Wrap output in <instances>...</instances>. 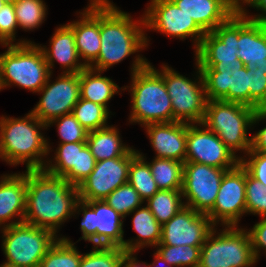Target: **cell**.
Masks as SVG:
<instances>
[{
  "instance_id": "5b68a950",
  "label": "cell",
  "mask_w": 266,
  "mask_h": 267,
  "mask_svg": "<svg viewBox=\"0 0 266 267\" xmlns=\"http://www.w3.org/2000/svg\"><path fill=\"white\" fill-rule=\"evenodd\" d=\"M263 119H266V107L255 110L241 103L208 100L202 124L234 154V150L248 153L252 147V137L247 136V129Z\"/></svg>"
},
{
  "instance_id": "8992f818",
  "label": "cell",
  "mask_w": 266,
  "mask_h": 267,
  "mask_svg": "<svg viewBox=\"0 0 266 267\" xmlns=\"http://www.w3.org/2000/svg\"><path fill=\"white\" fill-rule=\"evenodd\" d=\"M5 46L8 50L0 54L2 89L14 83L21 88L39 92L51 74L41 46L25 40Z\"/></svg>"
},
{
  "instance_id": "277c9868",
  "label": "cell",
  "mask_w": 266,
  "mask_h": 267,
  "mask_svg": "<svg viewBox=\"0 0 266 267\" xmlns=\"http://www.w3.org/2000/svg\"><path fill=\"white\" fill-rule=\"evenodd\" d=\"M47 128L31 112L25 118L0 119V158L10 165L26 163L27 170L43 169L41 159L49 152V145L38 129ZM44 163V164H43Z\"/></svg>"
},
{
  "instance_id": "816d5d0a",
  "label": "cell",
  "mask_w": 266,
  "mask_h": 267,
  "mask_svg": "<svg viewBox=\"0 0 266 267\" xmlns=\"http://www.w3.org/2000/svg\"><path fill=\"white\" fill-rule=\"evenodd\" d=\"M5 5L3 0H0V9Z\"/></svg>"
},
{
  "instance_id": "7dc6e473",
  "label": "cell",
  "mask_w": 266,
  "mask_h": 267,
  "mask_svg": "<svg viewBox=\"0 0 266 267\" xmlns=\"http://www.w3.org/2000/svg\"><path fill=\"white\" fill-rule=\"evenodd\" d=\"M243 3L249 4L253 8H257L259 10L264 11V15H255V17L249 18L250 20L261 22L263 24H266V0H245ZM257 16V17H256Z\"/></svg>"
},
{
  "instance_id": "5bb4252c",
  "label": "cell",
  "mask_w": 266,
  "mask_h": 267,
  "mask_svg": "<svg viewBox=\"0 0 266 267\" xmlns=\"http://www.w3.org/2000/svg\"><path fill=\"white\" fill-rule=\"evenodd\" d=\"M143 18L139 23L146 28L180 39L195 37L196 51L206 34L194 19L184 13L172 0H151Z\"/></svg>"
},
{
  "instance_id": "ee69618b",
  "label": "cell",
  "mask_w": 266,
  "mask_h": 267,
  "mask_svg": "<svg viewBox=\"0 0 266 267\" xmlns=\"http://www.w3.org/2000/svg\"><path fill=\"white\" fill-rule=\"evenodd\" d=\"M247 154L251 158L248 161L241 158V165L253 178L266 185V153L249 151Z\"/></svg>"
},
{
  "instance_id": "6da1fadb",
  "label": "cell",
  "mask_w": 266,
  "mask_h": 267,
  "mask_svg": "<svg viewBox=\"0 0 266 267\" xmlns=\"http://www.w3.org/2000/svg\"><path fill=\"white\" fill-rule=\"evenodd\" d=\"M78 188L44 169L27 170L24 223L57 232L75 211Z\"/></svg>"
},
{
  "instance_id": "e575fe53",
  "label": "cell",
  "mask_w": 266,
  "mask_h": 267,
  "mask_svg": "<svg viewBox=\"0 0 266 267\" xmlns=\"http://www.w3.org/2000/svg\"><path fill=\"white\" fill-rule=\"evenodd\" d=\"M86 145V142L59 144L54 157L55 164L49 163L43 169L52 175L64 177L72 168H77L78 149H83Z\"/></svg>"
},
{
  "instance_id": "836d02e7",
  "label": "cell",
  "mask_w": 266,
  "mask_h": 267,
  "mask_svg": "<svg viewBox=\"0 0 266 267\" xmlns=\"http://www.w3.org/2000/svg\"><path fill=\"white\" fill-rule=\"evenodd\" d=\"M109 110L92 101L80 98L72 110V115L88 131L105 128Z\"/></svg>"
},
{
  "instance_id": "44dd1931",
  "label": "cell",
  "mask_w": 266,
  "mask_h": 267,
  "mask_svg": "<svg viewBox=\"0 0 266 267\" xmlns=\"http://www.w3.org/2000/svg\"><path fill=\"white\" fill-rule=\"evenodd\" d=\"M92 2L81 13L80 21L67 24L75 35V44L79 57L84 59V64L89 67L98 57L100 41V0Z\"/></svg>"
},
{
  "instance_id": "4fadbf2b",
  "label": "cell",
  "mask_w": 266,
  "mask_h": 267,
  "mask_svg": "<svg viewBox=\"0 0 266 267\" xmlns=\"http://www.w3.org/2000/svg\"><path fill=\"white\" fill-rule=\"evenodd\" d=\"M131 149L126 155L97 161L90 175L77 187L83 201L104 200L116 188L128 182L131 160L138 154Z\"/></svg>"
},
{
  "instance_id": "f907efd6",
  "label": "cell",
  "mask_w": 266,
  "mask_h": 267,
  "mask_svg": "<svg viewBox=\"0 0 266 267\" xmlns=\"http://www.w3.org/2000/svg\"><path fill=\"white\" fill-rule=\"evenodd\" d=\"M238 7H240L242 4L240 3V0H232Z\"/></svg>"
},
{
  "instance_id": "2e32d148",
  "label": "cell",
  "mask_w": 266,
  "mask_h": 267,
  "mask_svg": "<svg viewBox=\"0 0 266 267\" xmlns=\"http://www.w3.org/2000/svg\"><path fill=\"white\" fill-rule=\"evenodd\" d=\"M245 187L246 169L239 163L223 175L215 204L206 214L214 225L221 220L225 227L237 226L246 213Z\"/></svg>"
},
{
  "instance_id": "ac0fdd59",
  "label": "cell",
  "mask_w": 266,
  "mask_h": 267,
  "mask_svg": "<svg viewBox=\"0 0 266 267\" xmlns=\"http://www.w3.org/2000/svg\"><path fill=\"white\" fill-rule=\"evenodd\" d=\"M214 226L206 214L184 206L162 225L161 240L158 245L202 246Z\"/></svg>"
},
{
  "instance_id": "ffe728a7",
  "label": "cell",
  "mask_w": 266,
  "mask_h": 267,
  "mask_svg": "<svg viewBox=\"0 0 266 267\" xmlns=\"http://www.w3.org/2000/svg\"><path fill=\"white\" fill-rule=\"evenodd\" d=\"M239 7L238 58L247 67L266 71V24L250 20Z\"/></svg>"
},
{
  "instance_id": "7a4b0ae2",
  "label": "cell",
  "mask_w": 266,
  "mask_h": 267,
  "mask_svg": "<svg viewBox=\"0 0 266 267\" xmlns=\"http://www.w3.org/2000/svg\"><path fill=\"white\" fill-rule=\"evenodd\" d=\"M139 25L109 0H100L101 46L97 59L89 68L106 71L110 66L148 46V39Z\"/></svg>"
},
{
  "instance_id": "9c48e42d",
  "label": "cell",
  "mask_w": 266,
  "mask_h": 267,
  "mask_svg": "<svg viewBox=\"0 0 266 267\" xmlns=\"http://www.w3.org/2000/svg\"><path fill=\"white\" fill-rule=\"evenodd\" d=\"M207 100L236 102L249 106L248 67L238 59L198 63Z\"/></svg>"
},
{
  "instance_id": "f546056e",
  "label": "cell",
  "mask_w": 266,
  "mask_h": 267,
  "mask_svg": "<svg viewBox=\"0 0 266 267\" xmlns=\"http://www.w3.org/2000/svg\"><path fill=\"white\" fill-rule=\"evenodd\" d=\"M159 247L154 254L156 263L162 262L177 267H199L202 246L190 245H157ZM158 261V262H157Z\"/></svg>"
},
{
  "instance_id": "1f68e13d",
  "label": "cell",
  "mask_w": 266,
  "mask_h": 267,
  "mask_svg": "<svg viewBox=\"0 0 266 267\" xmlns=\"http://www.w3.org/2000/svg\"><path fill=\"white\" fill-rule=\"evenodd\" d=\"M144 160V156L138 153L131 160L128 175V183L138 192L143 201L149 199L159 191L151 173L149 163Z\"/></svg>"
},
{
  "instance_id": "bcb514c9",
  "label": "cell",
  "mask_w": 266,
  "mask_h": 267,
  "mask_svg": "<svg viewBox=\"0 0 266 267\" xmlns=\"http://www.w3.org/2000/svg\"><path fill=\"white\" fill-rule=\"evenodd\" d=\"M250 151L266 153V127L252 136V147Z\"/></svg>"
},
{
  "instance_id": "4dcf8cb0",
  "label": "cell",
  "mask_w": 266,
  "mask_h": 267,
  "mask_svg": "<svg viewBox=\"0 0 266 267\" xmlns=\"http://www.w3.org/2000/svg\"><path fill=\"white\" fill-rule=\"evenodd\" d=\"M181 196H183L181 190H159L147 199V207L163 225L185 206Z\"/></svg>"
},
{
  "instance_id": "f5cc1de1",
  "label": "cell",
  "mask_w": 266,
  "mask_h": 267,
  "mask_svg": "<svg viewBox=\"0 0 266 267\" xmlns=\"http://www.w3.org/2000/svg\"><path fill=\"white\" fill-rule=\"evenodd\" d=\"M0 267H11V266H8V265L3 264Z\"/></svg>"
},
{
  "instance_id": "3957f363",
  "label": "cell",
  "mask_w": 266,
  "mask_h": 267,
  "mask_svg": "<svg viewBox=\"0 0 266 267\" xmlns=\"http://www.w3.org/2000/svg\"><path fill=\"white\" fill-rule=\"evenodd\" d=\"M130 122H174L173 107L163 76L146 59L137 56L132 66Z\"/></svg>"
},
{
  "instance_id": "8fae6325",
  "label": "cell",
  "mask_w": 266,
  "mask_h": 267,
  "mask_svg": "<svg viewBox=\"0 0 266 267\" xmlns=\"http://www.w3.org/2000/svg\"><path fill=\"white\" fill-rule=\"evenodd\" d=\"M83 211L82 238L95 246H117L124 249L122 219L104 200L83 201L79 199L75 211Z\"/></svg>"
},
{
  "instance_id": "7c38bea8",
  "label": "cell",
  "mask_w": 266,
  "mask_h": 267,
  "mask_svg": "<svg viewBox=\"0 0 266 267\" xmlns=\"http://www.w3.org/2000/svg\"><path fill=\"white\" fill-rule=\"evenodd\" d=\"M231 169H222L205 164L185 161L182 197L185 206L207 214L214 206L223 175Z\"/></svg>"
},
{
  "instance_id": "8d00e7d4",
  "label": "cell",
  "mask_w": 266,
  "mask_h": 267,
  "mask_svg": "<svg viewBox=\"0 0 266 267\" xmlns=\"http://www.w3.org/2000/svg\"><path fill=\"white\" fill-rule=\"evenodd\" d=\"M94 246L93 251L82 255L79 267H121L126 251L117 246Z\"/></svg>"
},
{
  "instance_id": "83f0119b",
  "label": "cell",
  "mask_w": 266,
  "mask_h": 267,
  "mask_svg": "<svg viewBox=\"0 0 266 267\" xmlns=\"http://www.w3.org/2000/svg\"><path fill=\"white\" fill-rule=\"evenodd\" d=\"M133 217V228L138 233L139 241H124V250L134 253L145 245L157 246L161 240L162 225L154 217L150 209L139 207Z\"/></svg>"
},
{
  "instance_id": "d6a6232c",
  "label": "cell",
  "mask_w": 266,
  "mask_h": 267,
  "mask_svg": "<svg viewBox=\"0 0 266 267\" xmlns=\"http://www.w3.org/2000/svg\"><path fill=\"white\" fill-rule=\"evenodd\" d=\"M82 254L67 238H58L46 252L39 267H79Z\"/></svg>"
},
{
  "instance_id": "cb8c5ba5",
  "label": "cell",
  "mask_w": 266,
  "mask_h": 267,
  "mask_svg": "<svg viewBox=\"0 0 266 267\" xmlns=\"http://www.w3.org/2000/svg\"><path fill=\"white\" fill-rule=\"evenodd\" d=\"M50 44L48 50L41 47L50 73L54 60L58 61L64 69L66 67L63 73H79L86 68L84 63H78L80 57L75 44V35L67 24L56 29Z\"/></svg>"
},
{
  "instance_id": "ab89813d",
  "label": "cell",
  "mask_w": 266,
  "mask_h": 267,
  "mask_svg": "<svg viewBox=\"0 0 266 267\" xmlns=\"http://www.w3.org/2000/svg\"><path fill=\"white\" fill-rule=\"evenodd\" d=\"M57 123L58 133L63 143L86 142L88 130L80 125L78 120L72 113L60 116L47 124V127L53 123Z\"/></svg>"
},
{
  "instance_id": "484cf974",
  "label": "cell",
  "mask_w": 266,
  "mask_h": 267,
  "mask_svg": "<svg viewBox=\"0 0 266 267\" xmlns=\"http://www.w3.org/2000/svg\"><path fill=\"white\" fill-rule=\"evenodd\" d=\"M101 73L89 67L79 72L80 98L104 106L108 110L107 102L120 88L110 78L101 76Z\"/></svg>"
},
{
  "instance_id": "52a82bcc",
  "label": "cell",
  "mask_w": 266,
  "mask_h": 267,
  "mask_svg": "<svg viewBox=\"0 0 266 267\" xmlns=\"http://www.w3.org/2000/svg\"><path fill=\"white\" fill-rule=\"evenodd\" d=\"M3 251L11 267H39L46 252L58 240L48 229L27 223L11 222L3 226Z\"/></svg>"
},
{
  "instance_id": "ba28073f",
  "label": "cell",
  "mask_w": 266,
  "mask_h": 267,
  "mask_svg": "<svg viewBox=\"0 0 266 267\" xmlns=\"http://www.w3.org/2000/svg\"><path fill=\"white\" fill-rule=\"evenodd\" d=\"M214 230L201 247L199 267H249L257 261L246 230L229 226L215 237Z\"/></svg>"
},
{
  "instance_id": "60d3db41",
  "label": "cell",
  "mask_w": 266,
  "mask_h": 267,
  "mask_svg": "<svg viewBox=\"0 0 266 267\" xmlns=\"http://www.w3.org/2000/svg\"><path fill=\"white\" fill-rule=\"evenodd\" d=\"M249 106L258 110L266 107V71L248 67Z\"/></svg>"
},
{
  "instance_id": "9a60e30c",
  "label": "cell",
  "mask_w": 266,
  "mask_h": 267,
  "mask_svg": "<svg viewBox=\"0 0 266 267\" xmlns=\"http://www.w3.org/2000/svg\"><path fill=\"white\" fill-rule=\"evenodd\" d=\"M58 80L49 84L51 74L39 93H43L36 107L31 113L42 123L72 113L80 99L79 73H64Z\"/></svg>"
},
{
  "instance_id": "74e56055",
  "label": "cell",
  "mask_w": 266,
  "mask_h": 267,
  "mask_svg": "<svg viewBox=\"0 0 266 267\" xmlns=\"http://www.w3.org/2000/svg\"><path fill=\"white\" fill-rule=\"evenodd\" d=\"M17 24L23 29L39 27L46 16V7L42 0H18L14 4Z\"/></svg>"
},
{
  "instance_id": "f6af8a7d",
  "label": "cell",
  "mask_w": 266,
  "mask_h": 267,
  "mask_svg": "<svg viewBox=\"0 0 266 267\" xmlns=\"http://www.w3.org/2000/svg\"><path fill=\"white\" fill-rule=\"evenodd\" d=\"M248 233L251 240L253 255L257 260L259 256L258 252H260L259 250L262 248L266 251V217H262V220L255 224Z\"/></svg>"
},
{
  "instance_id": "681fc988",
  "label": "cell",
  "mask_w": 266,
  "mask_h": 267,
  "mask_svg": "<svg viewBox=\"0 0 266 267\" xmlns=\"http://www.w3.org/2000/svg\"><path fill=\"white\" fill-rule=\"evenodd\" d=\"M5 4H12L14 5L18 0H3Z\"/></svg>"
},
{
  "instance_id": "e0dca14e",
  "label": "cell",
  "mask_w": 266,
  "mask_h": 267,
  "mask_svg": "<svg viewBox=\"0 0 266 267\" xmlns=\"http://www.w3.org/2000/svg\"><path fill=\"white\" fill-rule=\"evenodd\" d=\"M200 129L195 124L187 123V145L185 161L208 166L233 169L239 163V157L222 142V140L206 126Z\"/></svg>"
},
{
  "instance_id": "d590c367",
  "label": "cell",
  "mask_w": 266,
  "mask_h": 267,
  "mask_svg": "<svg viewBox=\"0 0 266 267\" xmlns=\"http://www.w3.org/2000/svg\"><path fill=\"white\" fill-rule=\"evenodd\" d=\"M104 201L123 218L136 211L144 202L138 192L127 182L111 192Z\"/></svg>"
},
{
  "instance_id": "f1b7e54d",
  "label": "cell",
  "mask_w": 266,
  "mask_h": 267,
  "mask_svg": "<svg viewBox=\"0 0 266 267\" xmlns=\"http://www.w3.org/2000/svg\"><path fill=\"white\" fill-rule=\"evenodd\" d=\"M149 166L159 190H182L183 162L155 157Z\"/></svg>"
},
{
  "instance_id": "4316f807",
  "label": "cell",
  "mask_w": 266,
  "mask_h": 267,
  "mask_svg": "<svg viewBox=\"0 0 266 267\" xmlns=\"http://www.w3.org/2000/svg\"><path fill=\"white\" fill-rule=\"evenodd\" d=\"M116 129L108 125L88 132L86 143L96 162L124 156L132 149L121 143Z\"/></svg>"
},
{
  "instance_id": "603a6c76",
  "label": "cell",
  "mask_w": 266,
  "mask_h": 267,
  "mask_svg": "<svg viewBox=\"0 0 266 267\" xmlns=\"http://www.w3.org/2000/svg\"><path fill=\"white\" fill-rule=\"evenodd\" d=\"M205 32L226 22L239 7L232 0H172Z\"/></svg>"
},
{
  "instance_id": "7bdbcfd3",
  "label": "cell",
  "mask_w": 266,
  "mask_h": 267,
  "mask_svg": "<svg viewBox=\"0 0 266 267\" xmlns=\"http://www.w3.org/2000/svg\"><path fill=\"white\" fill-rule=\"evenodd\" d=\"M17 27L14 5L5 4L0 9V43L3 46L13 44Z\"/></svg>"
},
{
  "instance_id": "d4e9b609",
  "label": "cell",
  "mask_w": 266,
  "mask_h": 267,
  "mask_svg": "<svg viewBox=\"0 0 266 267\" xmlns=\"http://www.w3.org/2000/svg\"><path fill=\"white\" fill-rule=\"evenodd\" d=\"M27 171L4 175L0 181V225L19 215L24 221L26 211Z\"/></svg>"
},
{
  "instance_id": "b9f144b4",
  "label": "cell",
  "mask_w": 266,
  "mask_h": 267,
  "mask_svg": "<svg viewBox=\"0 0 266 267\" xmlns=\"http://www.w3.org/2000/svg\"><path fill=\"white\" fill-rule=\"evenodd\" d=\"M95 163V158L86 145L83 149H78L77 168H72L63 178L78 187L93 171Z\"/></svg>"
},
{
  "instance_id": "c3c4849f",
  "label": "cell",
  "mask_w": 266,
  "mask_h": 267,
  "mask_svg": "<svg viewBox=\"0 0 266 267\" xmlns=\"http://www.w3.org/2000/svg\"><path fill=\"white\" fill-rule=\"evenodd\" d=\"M134 253L132 252H126L123 256V259L121 261V267H141V265L138 264V262L136 261V258L133 257ZM155 262L152 263V265H145L146 267H152L155 266Z\"/></svg>"
},
{
  "instance_id": "7402d4cb",
  "label": "cell",
  "mask_w": 266,
  "mask_h": 267,
  "mask_svg": "<svg viewBox=\"0 0 266 267\" xmlns=\"http://www.w3.org/2000/svg\"><path fill=\"white\" fill-rule=\"evenodd\" d=\"M150 142L157 152L156 158L185 162L187 123L167 122L145 125Z\"/></svg>"
},
{
  "instance_id": "d6986e66",
  "label": "cell",
  "mask_w": 266,
  "mask_h": 267,
  "mask_svg": "<svg viewBox=\"0 0 266 267\" xmlns=\"http://www.w3.org/2000/svg\"><path fill=\"white\" fill-rule=\"evenodd\" d=\"M239 10L204 35L196 53L197 63L238 60Z\"/></svg>"
},
{
  "instance_id": "f35d334b",
  "label": "cell",
  "mask_w": 266,
  "mask_h": 267,
  "mask_svg": "<svg viewBox=\"0 0 266 267\" xmlns=\"http://www.w3.org/2000/svg\"><path fill=\"white\" fill-rule=\"evenodd\" d=\"M246 213L266 217V185L253 178L246 170Z\"/></svg>"
},
{
  "instance_id": "30bf717a",
  "label": "cell",
  "mask_w": 266,
  "mask_h": 267,
  "mask_svg": "<svg viewBox=\"0 0 266 267\" xmlns=\"http://www.w3.org/2000/svg\"><path fill=\"white\" fill-rule=\"evenodd\" d=\"M196 64L200 75L198 85L196 81H191L166 65L162 67V72H159L164 78L171 99L174 122L200 124L204 119L208 100L201 69L197 62Z\"/></svg>"
}]
</instances>
